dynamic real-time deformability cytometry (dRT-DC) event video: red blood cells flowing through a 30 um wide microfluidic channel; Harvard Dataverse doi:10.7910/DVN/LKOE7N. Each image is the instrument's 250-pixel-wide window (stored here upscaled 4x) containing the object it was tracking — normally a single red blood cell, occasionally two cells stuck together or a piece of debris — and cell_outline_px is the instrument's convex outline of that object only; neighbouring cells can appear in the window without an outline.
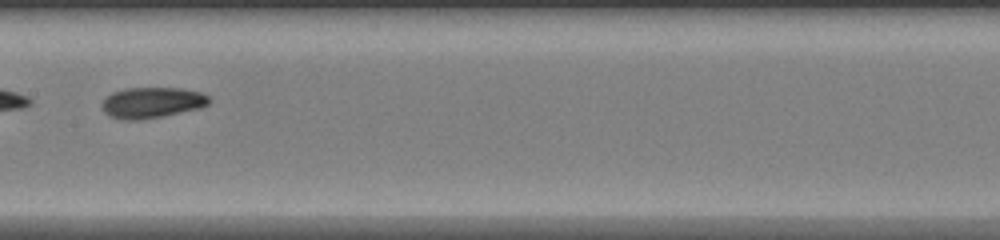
{"species": "common noctule bat (a hibernating species)", "species_latin": "Nyctalus noctula", "temperature_condition": "warm", "stored_images_in_passage": 31, "camera_frame_rate_fps": 3000, "um_per_image_px": 0.085, "animal": {"sex": "female", "body_mass_g": 20.0, "forearm_length_mm": 54.0}, "frame": {"image": 1, "passage_image": 10, "time_ms": 3.0, "image_size_px": [1000, 240], "cell_outline_px": [[208, 104], [200, 108], [140, 120], [124, 120], [108, 116], [104, 112], [100, 104], [112, 92], [124, 88], [180, 88], [200, 92], [208, 96]], "centroid_in_image_um": [12.86, 8.72], "position_along_channel_um": 194.5, "area_um2": 19.13}, "authors_computed_cell_mechanics": {"area_um2": 18.6116, "velocity_mm_per_s": 4.2507, "shape_relaxation_time_tau1_ms": null, "shape_relaxation_time_tau2_ms": 4.2317, "deformation_change_tau1": null, "deformation_change_tau2": 0.0897}}